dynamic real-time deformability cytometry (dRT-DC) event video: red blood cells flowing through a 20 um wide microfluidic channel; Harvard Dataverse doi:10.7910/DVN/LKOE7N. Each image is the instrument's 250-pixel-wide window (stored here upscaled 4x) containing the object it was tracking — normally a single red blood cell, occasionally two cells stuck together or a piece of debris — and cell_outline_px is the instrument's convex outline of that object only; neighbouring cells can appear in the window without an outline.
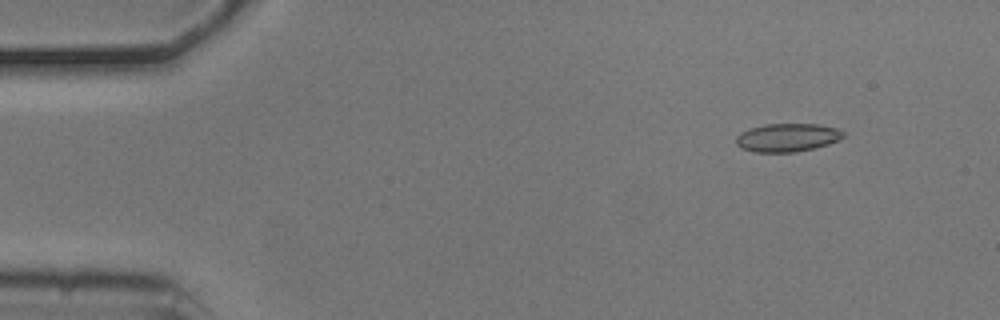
{"species": "common noctule bat (a hibernating species)", "species_latin": "Nyctalus noctula", "temperature_condition": "cold", "stored_images_in_passage": 54, "camera_frame_rate_fps": 3000, "um_per_image_px": 0.085, "animal": {"sex": "male", "body_mass_g": 20.5, "forearm_length_mm": 52.5}, "frame": {"image": 1, "passage_image": 6, "time_ms": 1.667, "image_size_px": [1000, 320], "cell_outline_px": [[844, 136], [828, 144], [796, 152], [752, 152], [740, 148], [736, 144], [736, 136], [740, 132], [764, 124], [816, 124], [836, 128], [844, 132]], "centroid_in_image_um": [66.87, 11.69], "position_along_channel_um": 18.1, "area_um2": 17.57}}
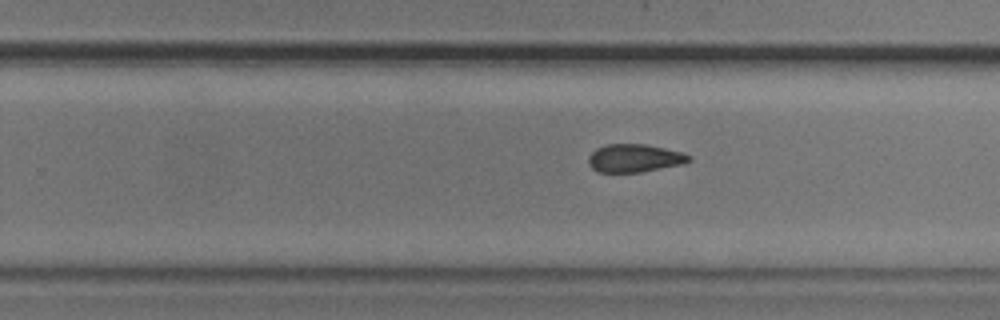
{"frame": {"image": 2, "passage_image": 34, "time_ms": 11.0, "image_size_px": [1000, 320], "cell_outline_px": [[692, 160], [684, 164], [640, 172], [596, 172], [588, 164], [588, 156], [596, 148], [608, 144], [648, 144], [680, 152], [692, 156]], "centroid_in_image_um": [53.93, 13.44], "position_along_channel_um": 275.9, "area_um2": 16.53}}
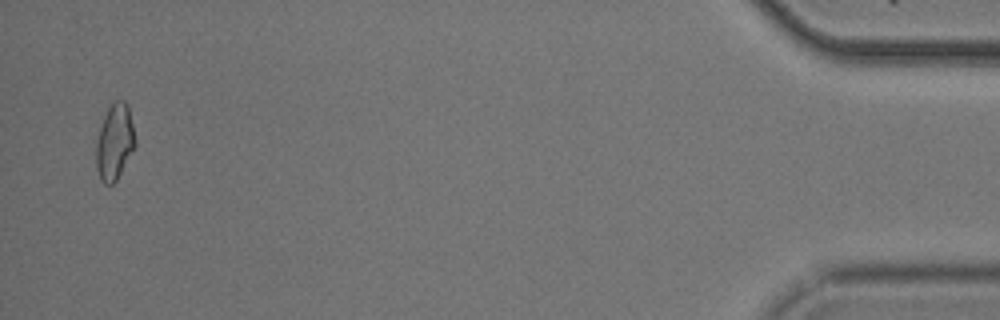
{"frame": {"image": 3, "passage_image": 53, "time_ms": 17.333, "image_size_px": [1000, 320], "cell_outline_px": [[136, 144], [116, 180], [112, 184], [104, 184], [100, 180], [96, 168], [96, 140], [104, 116], [108, 108], [116, 100], [124, 100], [128, 104], [136, 140]], "centroid_in_image_um": [9.74, 12.06], "position_along_channel_um": 425.5, "area_um2": 17.17}, "authors_computed_cell_mechanics": {"area_um2": 17.3111, "velocity_mm_per_s": 3.7301, "shape_relaxation_time_tau1_ms": 11.3545, "shape_relaxation_time_tau2_ms": 3.855, "deformation_change_tau1": 0.1455, "deformation_change_tau2": 0.1021}}